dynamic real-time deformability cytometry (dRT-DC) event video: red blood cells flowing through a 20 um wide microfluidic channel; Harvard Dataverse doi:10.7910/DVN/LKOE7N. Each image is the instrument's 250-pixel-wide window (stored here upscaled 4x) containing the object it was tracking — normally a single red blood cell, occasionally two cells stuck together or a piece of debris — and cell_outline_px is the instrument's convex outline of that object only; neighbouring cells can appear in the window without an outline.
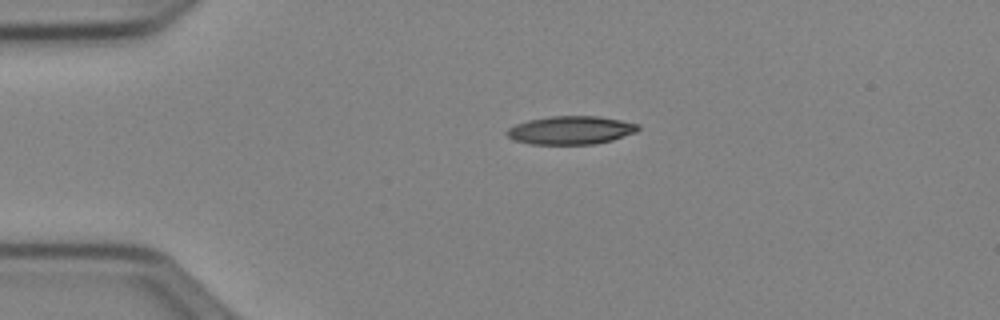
{"species": "Egyptian fruit bat (a non-hibernating species)", "species_latin": "Rousettus aegyptiacus", "temperature_condition": "cold", "stored_images_in_passage": 34, "camera_frame_rate_fps": 3000, "um_per_image_px": 0.085, "animal": {"sex": "female"}, "frame": {"image": 1, "passage_image": 1, "time_ms": 0.0, "image_size_px": [1000, 320], "cell_outline_px": [[640, 128], [636, 132], [612, 140], [596, 144], [532, 144], [512, 140], [504, 132], [508, 128], [516, 124], [528, 120], [548, 116], [600, 116], [640, 124]], "centroid_in_image_um": [48.51, 11.06], "position_along_channel_um": 36.5, "area_um2": 21.79}}
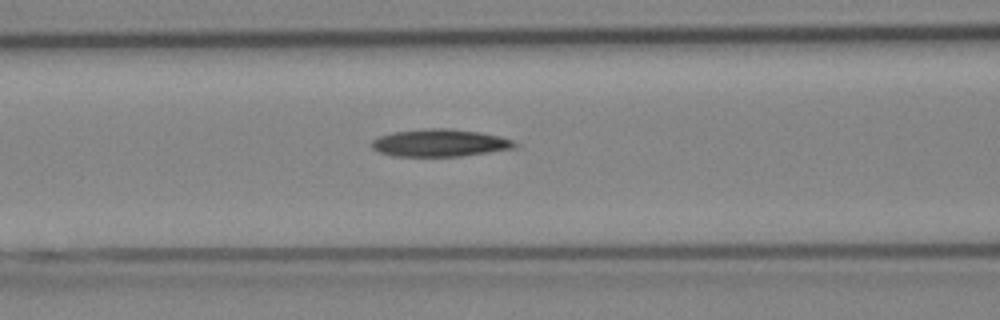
{"frame": {"image": 2, "passage_image": 11, "time_ms": 3.333, "image_size_px": [1000, 320], "cell_outline_px": [[520, 148], [460, 156], [392, 156], [380, 152], [372, 148], [372, 140], [380, 136], [392, 132], [428, 128], [448, 128], [480, 132], [500, 136], [512, 140], [520, 144]], "centroid_in_image_um": [37.45, 12.15], "position_along_channel_um": 129.1, "area_um2": 23.06}}
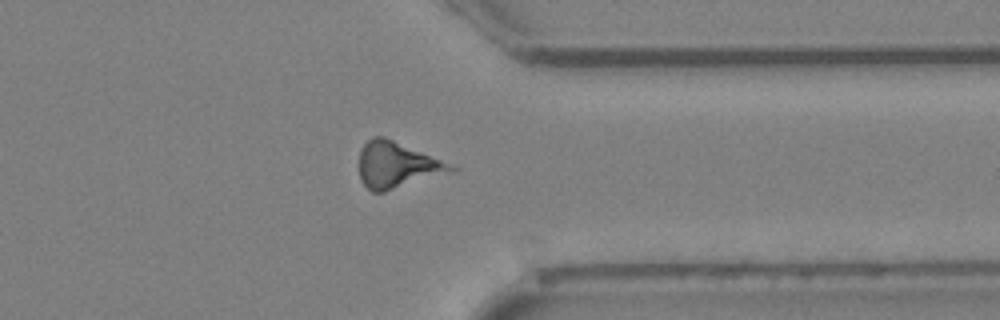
{"frame": {"image": 3, "passage_image": 30, "time_ms": 9.667, "image_size_px": [1000, 320], "cell_outline_px": [[460, 168], [456, 172], [384, 192], [372, 192], [360, 180], [360, 148], [372, 136], [384, 136], [452, 164]], "centroid_in_image_um": [33.79, 14.04], "position_along_channel_um": 377.6, "area_um2": 24.97}, "authors_computed_cell_mechanics": {"area_um2": 22.6576, "velocity_mm_per_s": 3.983, "shape_relaxation_time_tau1_ms": null, "shape_relaxation_time_tau2_ms": 7.0298, "deformation_change_tau1": null, "deformation_change_tau2": 0.1978}}